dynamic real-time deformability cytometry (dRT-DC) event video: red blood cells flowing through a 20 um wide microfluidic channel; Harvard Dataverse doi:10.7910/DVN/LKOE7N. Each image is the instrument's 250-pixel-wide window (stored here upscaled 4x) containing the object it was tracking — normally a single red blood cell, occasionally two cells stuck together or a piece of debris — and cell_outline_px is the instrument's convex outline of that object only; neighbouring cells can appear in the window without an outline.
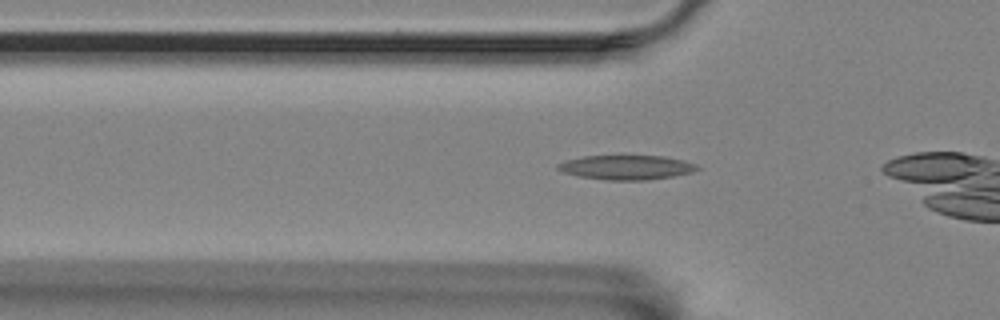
{"species": "Egyptian fruit bat (a non-hibernating species)", "species_latin": "Rousettus aegyptiacus", "temperature_condition": "room temperature", "stored_images_in_passage": 33, "camera_frame_rate_fps": 3000, "um_per_image_px": 0.085, "animal": {"sex": "female"}, "frame": {"image": 1, "passage_image": 6, "time_ms": 1.667, "image_size_px": [1000, 320], "cell_outline_px": [[700, 168], [692, 172], [672, 176], [648, 180], [608, 180], [576, 176], [560, 172], [556, 168], [556, 164], [568, 160], [584, 156], [664, 156], [684, 160], [696, 164]], "centroid_in_image_um": [53.22, 14.23], "position_along_channel_um": 72.6, "area_um2": 19.88}}
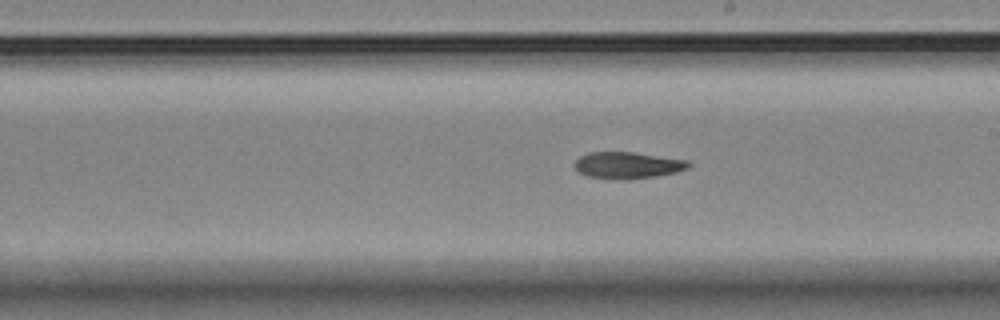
{"frame": {"image": 2, "passage_image": 20, "time_ms": 6.333, "image_size_px": [1000, 320], "cell_outline_px": [[692, 164], [688, 168], [676, 172], [656, 176], [628, 180], [588, 176], [576, 172], [572, 164], [580, 156], [588, 152], [632, 152], [688, 160]], "centroid_in_image_um": [53.32, 14.04], "position_along_channel_um": 235.7, "area_um2": 17.8}}
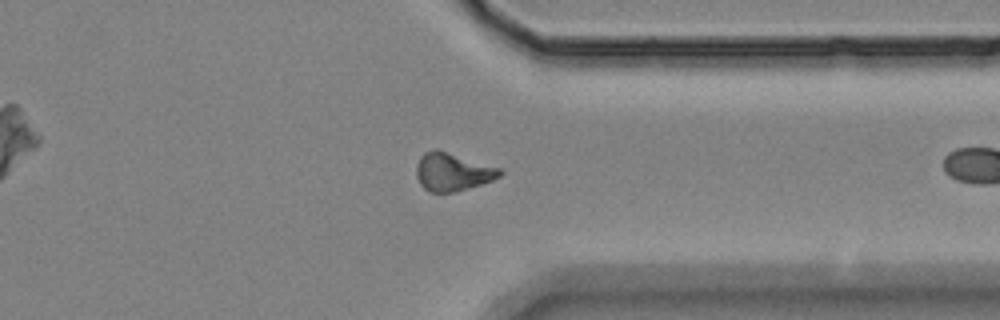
{"frame": {"image": 3, "passage_image": 32, "time_ms": 10.333, "image_size_px": [1000, 320], "cell_outline_px": [[504, 172], [500, 176], [492, 180], [456, 192], [428, 192], [420, 184], [416, 176], [416, 164], [420, 156], [424, 152], [436, 148], [500, 168]], "centroid_in_image_um": [38.43, 14.6], "position_along_channel_um": 373.0, "area_um2": 18.55}}